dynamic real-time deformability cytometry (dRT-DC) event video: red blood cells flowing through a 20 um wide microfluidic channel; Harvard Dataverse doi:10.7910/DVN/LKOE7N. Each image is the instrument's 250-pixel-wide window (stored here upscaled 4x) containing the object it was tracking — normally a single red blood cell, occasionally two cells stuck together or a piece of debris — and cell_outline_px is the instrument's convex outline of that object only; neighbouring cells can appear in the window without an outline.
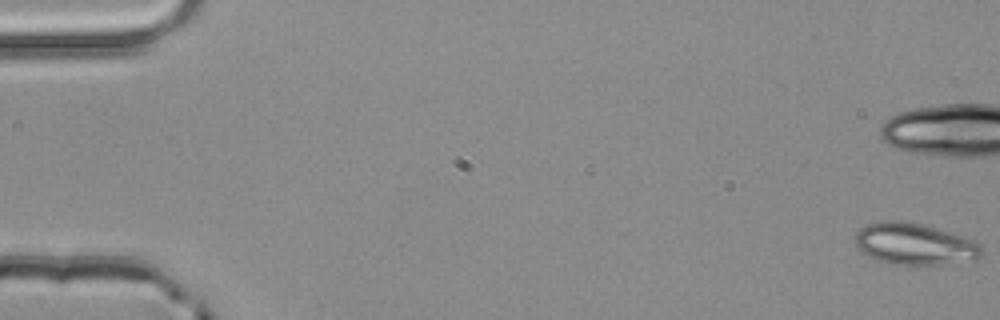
{"species": "common noctule bat (a hibernating species)", "species_latin": "Nyctalus noctula", "temperature_condition": "room temperature", "stored_images_in_passage": 6, "camera_frame_rate_fps": 3000, "um_per_image_px": 0.085, "animal": {"sex": "male", "body_mass_g": 20.4}, "frame": {"image": 1, "passage_image": 1, "time_ms": 0.0, "image_size_px": [1000, 320], "cell_outline_px": [[980, 256], [976, 260], [936, 264], [892, 264], [876, 260], [868, 256], [856, 244], [856, 232], [864, 224], [884, 220], [900, 220], [920, 224], [976, 240], [980, 244]], "centroid_in_image_um": [77.71, 20.73], "position_along_channel_um": 7.3, "area_um2": 30.35}}
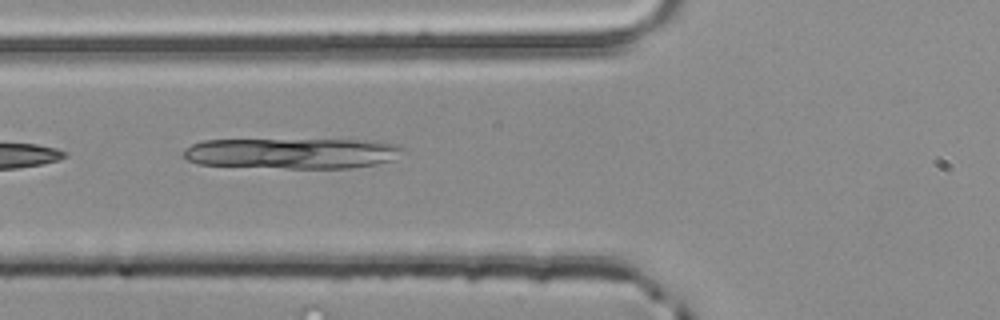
{"frame": {"image": 2, "passage_image": 6, "time_ms": 1.667, "image_size_px": [1000, 320], "cell_outline_px": [[404, 148], [392, 160], [376, 164], [352, 168], [288, 168], [196, 164], [188, 160], [184, 156], [184, 148], [192, 144], [204, 140], [364, 140], [400, 144]], "centroid_in_image_um": [24.83, 13.03], "position_along_channel_um": 101.0, "area_um2": 39.07}}